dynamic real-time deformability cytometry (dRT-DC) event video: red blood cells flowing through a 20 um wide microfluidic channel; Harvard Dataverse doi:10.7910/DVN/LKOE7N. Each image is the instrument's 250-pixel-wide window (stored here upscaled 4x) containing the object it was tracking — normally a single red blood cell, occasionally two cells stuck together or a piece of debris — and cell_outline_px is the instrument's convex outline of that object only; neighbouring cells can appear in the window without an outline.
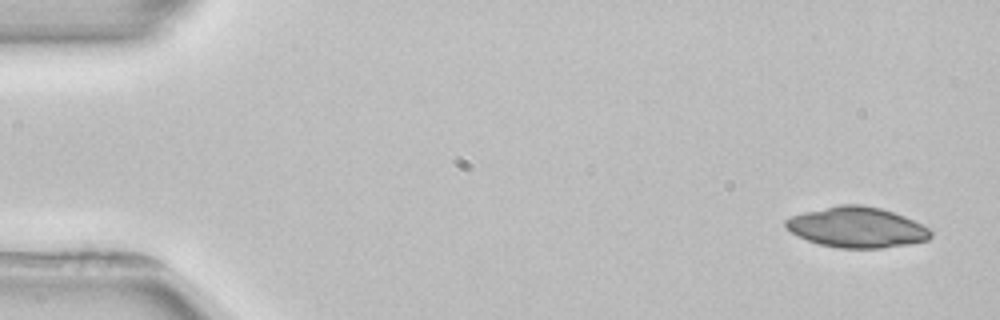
{"species": "common noctule bat (a hibernating species)", "species_latin": "Nyctalus noctula", "temperature_condition": "room temperature", "stored_images_in_passage": 3, "camera_frame_rate_fps": 3000, "um_per_image_px": 0.085, "animal": {"sex": "female", "body_mass_g": 22.7, "forearm_length_mm": 54.2}, "frame": {"image": 1, "passage_image": 1, "time_ms": 0.0, "image_size_px": [1000, 320], "cell_outline_px": [[932, 236], [928, 240], [912, 244], [884, 248], [836, 248], [820, 244], [808, 240], [784, 228], [784, 220], [792, 216], [804, 212], [840, 204], [860, 204], [880, 208], [904, 216], [928, 228], [932, 232]], "centroid_in_image_um": [72.84, 19.33], "position_along_channel_um": 12.2, "area_um2": 34.22}}